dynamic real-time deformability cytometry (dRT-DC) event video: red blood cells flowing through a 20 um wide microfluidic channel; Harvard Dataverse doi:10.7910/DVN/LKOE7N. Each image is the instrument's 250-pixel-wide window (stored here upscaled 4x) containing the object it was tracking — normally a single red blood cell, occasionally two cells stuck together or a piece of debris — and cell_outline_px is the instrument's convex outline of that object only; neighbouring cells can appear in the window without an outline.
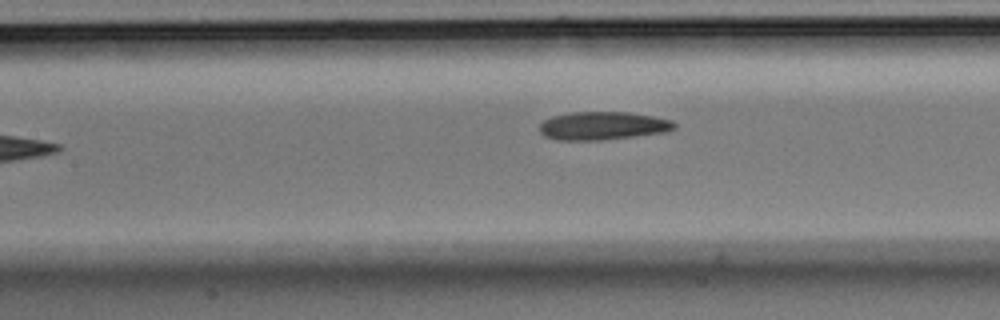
{"species": "Egyptian fruit bat (a non-hibernating species)", "species_latin": "Rousettus aegyptiacus", "temperature_condition": "room temperature", "stored_images_in_passage": 7, "camera_frame_rate_fps": 3000, "um_per_image_px": 0.085, "animal": {"sex": "male"}, "frame": {"image": 1, "passage_image": 7, "time_ms": 2.0, "image_size_px": [1000, 320], "cell_outline_px": [[676, 128], [664, 132], [636, 136], [600, 140], [556, 140], [544, 136], [540, 132], [540, 124], [544, 120], [552, 116], [572, 112], [628, 112], [652, 116], [672, 120], [676, 124]], "centroid_in_image_um": [51.23, 10.69], "position_along_channel_um": 156.2, "area_um2": 22.14}}